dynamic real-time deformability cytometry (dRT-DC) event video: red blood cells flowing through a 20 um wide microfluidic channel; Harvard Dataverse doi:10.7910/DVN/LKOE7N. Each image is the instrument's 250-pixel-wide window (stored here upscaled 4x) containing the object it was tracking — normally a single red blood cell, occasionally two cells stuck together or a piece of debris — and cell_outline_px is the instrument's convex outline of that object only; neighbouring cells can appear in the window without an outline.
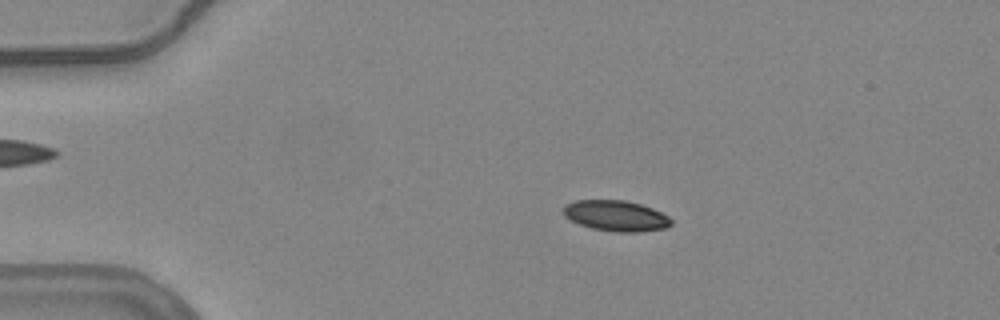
{"species": "common noctule bat (a hibernating species)", "species_latin": "Nyctalus noctula", "temperature_condition": "warm", "stored_images_in_passage": 55, "camera_frame_rate_fps": 3000, "um_per_image_px": 0.085, "animal": {"sex": "female", "body_mass_g": 24.6, "forearm_length_mm": 56.2}, "frame": {"image": 1, "passage_image": 11, "time_ms": 3.333, "image_size_px": [1000, 320], "cell_outline_px": [[672, 224], [668, 228], [640, 232], [616, 232], [592, 228], [580, 224], [564, 216], [564, 204], [576, 200], [624, 200], [640, 204], [652, 208], [668, 216], [672, 220]], "centroid_in_image_um": [52.38, 18.34], "position_along_channel_um": 32.6, "area_um2": 19.31}}
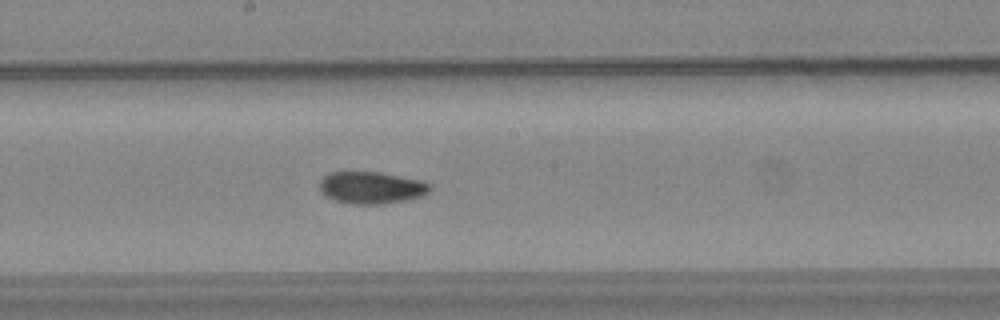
{"frame": {"image": 2, "passage_image": 30, "time_ms": 9.667, "image_size_px": [1000, 320], "cell_outline_px": [[432, 188], [428, 192], [420, 196], [404, 200], [380, 204], [352, 204], [336, 200], [328, 196], [320, 188], [320, 180], [328, 172], [380, 172], [424, 180], [432, 184]], "centroid_in_image_um": [31.62, 15.93], "position_along_channel_um": 216.6, "area_um2": 20.52}}
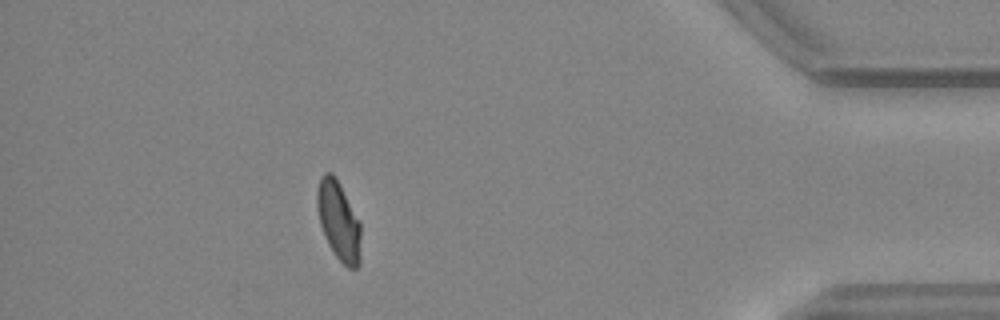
{"frame": {"image": 3, "passage_image": 49, "time_ms": 16.0, "image_size_px": [1000, 320], "cell_outline_px": [[360, 264], [356, 268], [348, 268], [336, 256], [328, 244], [320, 224], [316, 208], [316, 192], [320, 176], [324, 172], [332, 172], [340, 184], [360, 224]], "centroid_in_image_um": [28.76, 18.75], "position_along_channel_um": 406.4, "area_um2": 20.06}, "authors_computed_cell_mechanics": {"area_um2": 20.0566, "velocity_mm_per_s": 3.7589, "shape_relaxation_time_tau1_ms": 4.9397, "shape_relaxation_time_tau2_ms": 2.5418, "deformation_change_tau1": 0.1404, "deformation_change_tau2": 0.0696}}